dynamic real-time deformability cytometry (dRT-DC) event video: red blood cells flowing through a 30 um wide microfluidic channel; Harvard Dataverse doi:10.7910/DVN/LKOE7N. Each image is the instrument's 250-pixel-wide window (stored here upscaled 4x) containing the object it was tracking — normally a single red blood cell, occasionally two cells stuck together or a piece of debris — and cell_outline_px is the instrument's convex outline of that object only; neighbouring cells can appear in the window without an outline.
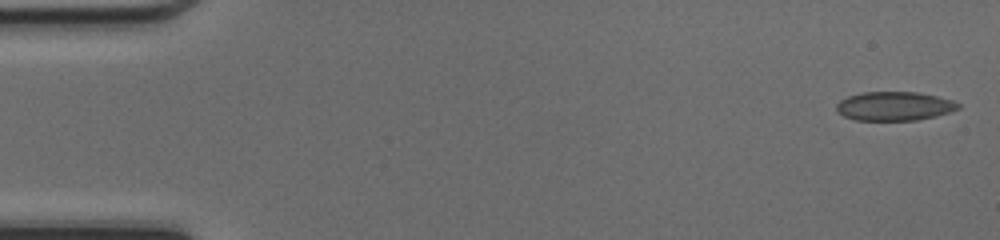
{"species": "common noctule bat (a hibernating species)", "species_latin": "Nyctalus noctula", "temperature_condition": "cold", "stored_images_in_passage": 48, "camera_frame_rate_fps": 3000, "um_per_image_px": 0.085, "animal": {"sex": "female", "body_mass_g": 17.0, "forearm_length_mm": 48.0}, "frame": {"image": 1, "passage_image": 1, "time_ms": 0.0, "image_size_px": [1000, 240], "cell_outline_px": [[960, 108], [936, 116], [916, 120], [856, 120], [844, 116], [836, 112], [836, 104], [840, 100], [848, 96], [860, 92], [916, 92], [936, 96], [952, 100], [960, 104]], "centroid_in_image_um": [75.99, 9.02], "position_along_channel_um": 9.0, "area_um2": 20.52}}
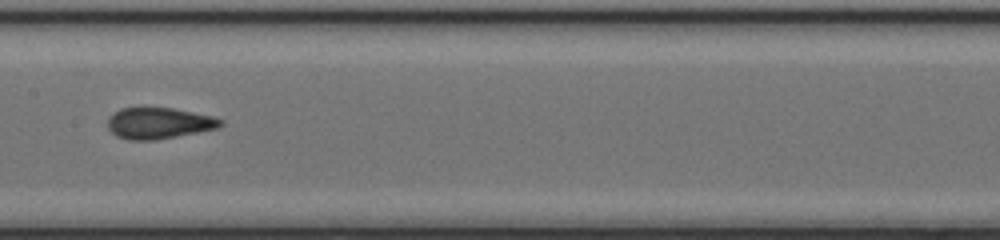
{"frame": {"image": 2, "passage_image": 24, "time_ms": 7.667, "image_size_px": [1000, 240], "cell_outline_px": [[224, 124], [220, 128], [156, 140], [128, 140], [116, 136], [108, 128], [108, 116], [120, 108], [172, 108], [212, 116], [224, 120]], "centroid_in_image_um": [13.51, 10.48], "position_along_channel_um": 193.9, "area_um2": 20.63}}
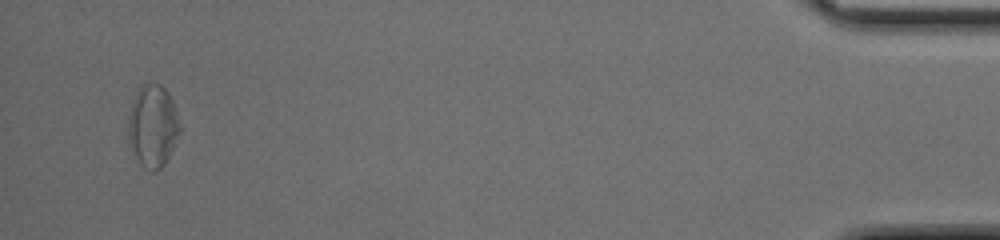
{"frame": {"image": 3, "passage_image": 46, "time_ms": 15.0, "image_size_px": [1000, 240], "cell_outline_px": [[184, 128], [164, 164], [156, 172], [152, 172], [144, 168], [140, 164], [128, 140], [128, 116], [132, 100], [140, 88], [144, 84], [160, 84], [168, 92], [172, 100]], "centroid_in_image_um": [13.02, 10.73], "position_along_channel_um": 422.2, "area_um2": 25.09}, "authors_computed_cell_mechanics": {"area_um2": 20.6346, "velocity_mm_per_s": 4.2649, "shape_relaxation_time_tau1_ms": null, "shape_relaxation_time_tau2_ms": 1.4743, "deformation_change_tau1": null, "deformation_change_tau2": 0.0732}}